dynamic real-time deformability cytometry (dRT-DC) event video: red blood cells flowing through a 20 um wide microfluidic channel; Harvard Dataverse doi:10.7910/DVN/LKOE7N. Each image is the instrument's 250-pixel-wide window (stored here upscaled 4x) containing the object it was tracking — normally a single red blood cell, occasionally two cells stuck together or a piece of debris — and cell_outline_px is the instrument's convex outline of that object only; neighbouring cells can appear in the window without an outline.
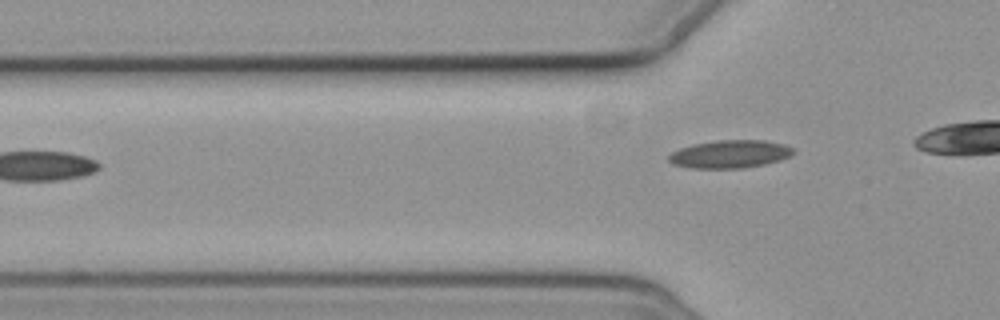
{"species": "common noctule bat (a hibernating species)", "species_latin": "Nyctalus noctula", "temperature_condition": "cold", "stored_images_in_passage": 5, "camera_frame_rate_fps": 3000, "um_per_image_px": 0.085, "animal": {"sex": "female", "body_mass_g": 19.3, "forearm_length_mm": 54.1}, "frame": {"image": 1, "passage_image": 3, "time_ms": 3.0, "image_size_px": [1000, 320], "cell_outline_px": [[796, 152], [780, 160], [764, 164], [744, 168], [688, 168], [672, 164], [668, 160], [668, 156], [672, 152], [680, 148], [692, 144], [716, 140], [764, 140], [784, 144], [792, 148]], "centroid_in_image_um": [62.02, 13.1], "position_along_channel_um": 63.8, "area_um2": 20.35}}